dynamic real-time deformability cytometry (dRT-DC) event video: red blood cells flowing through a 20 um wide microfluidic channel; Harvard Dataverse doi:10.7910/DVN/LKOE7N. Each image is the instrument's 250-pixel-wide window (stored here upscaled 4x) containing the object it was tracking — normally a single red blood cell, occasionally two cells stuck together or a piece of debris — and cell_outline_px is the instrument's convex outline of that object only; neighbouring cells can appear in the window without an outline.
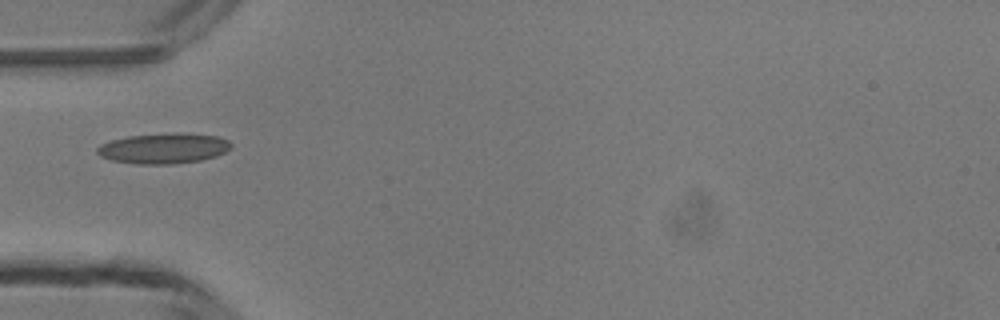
{"species": "common noctule bat (a hibernating species)", "species_latin": "Nyctalus noctula", "temperature_condition": "room temperature", "stored_images_in_passage": 2, "camera_frame_rate_fps": 3000, "um_per_image_px": 0.085, "animal": {"sex": "male", "body_mass_g": 13.3}, "frame": {"image": 1, "passage_image": 2, "time_ms": 1.0, "image_size_px": [1000, 320], "cell_outline_px": [[232, 148], [216, 156], [200, 160], [172, 164], [136, 164], [112, 160], [100, 156], [96, 152], [96, 148], [100, 144], [112, 140], [128, 136], [216, 136], [228, 140], [232, 144]], "centroid_in_image_um": [13.85, 12.67], "position_along_channel_um": 71.1, "area_um2": 22.48}}